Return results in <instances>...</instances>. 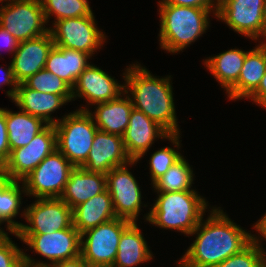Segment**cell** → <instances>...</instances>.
<instances>
[{
	"mask_svg": "<svg viewBox=\"0 0 266 267\" xmlns=\"http://www.w3.org/2000/svg\"><path fill=\"white\" fill-rule=\"evenodd\" d=\"M210 208L190 236L196 239L177 262L178 267H215L230 256L241 252L253 241V234L231 220L220 209Z\"/></svg>",
	"mask_w": 266,
	"mask_h": 267,
	"instance_id": "cell-1",
	"label": "cell"
},
{
	"mask_svg": "<svg viewBox=\"0 0 266 267\" xmlns=\"http://www.w3.org/2000/svg\"><path fill=\"white\" fill-rule=\"evenodd\" d=\"M128 66L122 78L125 93L131 98L133 107L145 113L169 135L180 134L171 85L172 77H156L141 64Z\"/></svg>",
	"mask_w": 266,
	"mask_h": 267,
	"instance_id": "cell-2",
	"label": "cell"
},
{
	"mask_svg": "<svg viewBox=\"0 0 266 267\" xmlns=\"http://www.w3.org/2000/svg\"><path fill=\"white\" fill-rule=\"evenodd\" d=\"M156 193L158 197L149 208L150 212L143 216L146 222L189 237L208 209L205 197L196 190Z\"/></svg>",
	"mask_w": 266,
	"mask_h": 267,
	"instance_id": "cell-3",
	"label": "cell"
},
{
	"mask_svg": "<svg viewBox=\"0 0 266 267\" xmlns=\"http://www.w3.org/2000/svg\"><path fill=\"white\" fill-rule=\"evenodd\" d=\"M159 7L160 48L168 53H179L194 43L209 27V9L177 5Z\"/></svg>",
	"mask_w": 266,
	"mask_h": 267,
	"instance_id": "cell-4",
	"label": "cell"
},
{
	"mask_svg": "<svg viewBox=\"0 0 266 267\" xmlns=\"http://www.w3.org/2000/svg\"><path fill=\"white\" fill-rule=\"evenodd\" d=\"M57 150L74 167L87 160L94 136L98 130L88 111L76 110L62 116L55 125Z\"/></svg>",
	"mask_w": 266,
	"mask_h": 267,
	"instance_id": "cell-5",
	"label": "cell"
},
{
	"mask_svg": "<svg viewBox=\"0 0 266 267\" xmlns=\"http://www.w3.org/2000/svg\"><path fill=\"white\" fill-rule=\"evenodd\" d=\"M14 234L38 255L46 258L49 263L35 261L23 252L24 266L49 267L54 263L69 260L81 255V234L73 224L66 229L55 231L50 234Z\"/></svg>",
	"mask_w": 266,
	"mask_h": 267,
	"instance_id": "cell-6",
	"label": "cell"
},
{
	"mask_svg": "<svg viewBox=\"0 0 266 267\" xmlns=\"http://www.w3.org/2000/svg\"><path fill=\"white\" fill-rule=\"evenodd\" d=\"M132 221L116 217L81 234V256L90 267H112L123 231Z\"/></svg>",
	"mask_w": 266,
	"mask_h": 267,
	"instance_id": "cell-7",
	"label": "cell"
},
{
	"mask_svg": "<svg viewBox=\"0 0 266 267\" xmlns=\"http://www.w3.org/2000/svg\"><path fill=\"white\" fill-rule=\"evenodd\" d=\"M75 167L57 149L21 180L26 196L60 198Z\"/></svg>",
	"mask_w": 266,
	"mask_h": 267,
	"instance_id": "cell-8",
	"label": "cell"
},
{
	"mask_svg": "<svg viewBox=\"0 0 266 267\" xmlns=\"http://www.w3.org/2000/svg\"><path fill=\"white\" fill-rule=\"evenodd\" d=\"M52 24L48 28L56 47L81 51L92 58L106 41V35L97 27L94 14L61 19Z\"/></svg>",
	"mask_w": 266,
	"mask_h": 267,
	"instance_id": "cell-9",
	"label": "cell"
},
{
	"mask_svg": "<svg viewBox=\"0 0 266 267\" xmlns=\"http://www.w3.org/2000/svg\"><path fill=\"white\" fill-rule=\"evenodd\" d=\"M0 6V26L19 42L33 39L49 31L40 0H6Z\"/></svg>",
	"mask_w": 266,
	"mask_h": 267,
	"instance_id": "cell-10",
	"label": "cell"
},
{
	"mask_svg": "<svg viewBox=\"0 0 266 267\" xmlns=\"http://www.w3.org/2000/svg\"><path fill=\"white\" fill-rule=\"evenodd\" d=\"M56 149L55 126L47 125L29 144L11 151L8 161L0 169V175L21 181Z\"/></svg>",
	"mask_w": 266,
	"mask_h": 267,
	"instance_id": "cell-11",
	"label": "cell"
},
{
	"mask_svg": "<svg viewBox=\"0 0 266 267\" xmlns=\"http://www.w3.org/2000/svg\"><path fill=\"white\" fill-rule=\"evenodd\" d=\"M29 224L16 234H50L73 224L72 209L61 198H37L20 214Z\"/></svg>",
	"mask_w": 266,
	"mask_h": 267,
	"instance_id": "cell-12",
	"label": "cell"
},
{
	"mask_svg": "<svg viewBox=\"0 0 266 267\" xmlns=\"http://www.w3.org/2000/svg\"><path fill=\"white\" fill-rule=\"evenodd\" d=\"M132 160L113 168L106 174V187L113 201L116 217L137 222L141 212L142 192L128 166L137 164Z\"/></svg>",
	"mask_w": 266,
	"mask_h": 267,
	"instance_id": "cell-13",
	"label": "cell"
},
{
	"mask_svg": "<svg viewBox=\"0 0 266 267\" xmlns=\"http://www.w3.org/2000/svg\"><path fill=\"white\" fill-rule=\"evenodd\" d=\"M264 3L265 0H219L216 17L244 37L263 40Z\"/></svg>",
	"mask_w": 266,
	"mask_h": 267,
	"instance_id": "cell-14",
	"label": "cell"
},
{
	"mask_svg": "<svg viewBox=\"0 0 266 267\" xmlns=\"http://www.w3.org/2000/svg\"><path fill=\"white\" fill-rule=\"evenodd\" d=\"M125 92V84H120L114 77L94 64H89L79 75L72 88V100L84 98L87 105L105 103L117 99Z\"/></svg>",
	"mask_w": 266,
	"mask_h": 267,
	"instance_id": "cell-15",
	"label": "cell"
},
{
	"mask_svg": "<svg viewBox=\"0 0 266 267\" xmlns=\"http://www.w3.org/2000/svg\"><path fill=\"white\" fill-rule=\"evenodd\" d=\"M123 137L97 130L86 162L81 166L88 172L106 175L113 168L130 163Z\"/></svg>",
	"mask_w": 266,
	"mask_h": 267,
	"instance_id": "cell-16",
	"label": "cell"
},
{
	"mask_svg": "<svg viewBox=\"0 0 266 267\" xmlns=\"http://www.w3.org/2000/svg\"><path fill=\"white\" fill-rule=\"evenodd\" d=\"M169 134L145 113L132 109L128 127L124 132L123 143L131 160H140L158 138L166 139Z\"/></svg>",
	"mask_w": 266,
	"mask_h": 267,
	"instance_id": "cell-17",
	"label": "cell"
},
{
	"mask_svg": "<svg viewBox=\"0 0 266 267\" xmlns=\"http://www.w3.org/2000/svg\"><path fill=\"white\" fill-rule=\"evenodd\" d=\"M54 46L50 31L46 34L21 41L11 60L12 71L18 83H23L42 69H45L49 51Z\"/></svg>",
	"mask_w": 266,
	"mask_h": 267,
	"instance_id": "cell-18",
	"label": "cell"
},
{
	"mask_svg": "<svg viewBox=\"0 0 266 267\" xmlns=\"http://www.w3.org/2000/svg\"><path fill=\"white\" fill-rule=\"evenodd\" d=\"M96 110L92 112L89 106L78 110L88 111L92 116L98 130L123 136L128 127L129 117L133 107L131 98L123 92L117 99L105 103L95 104Z\"/></svg>",
	"mask_w": 266,
	"mask_h": 267,
	"instance_id": "cell-19",
	"label": "cell"
},
{
	"mask_svg": "<svg viewBox=\"0 0 266 267\" xmlns=\"http://www.w3.org/2000/svg\"><path fill=\"white\" fill-rule=\"evenodd\" d=\"M14 104L19 110L41 118L48 125H55L60 119L51 116L54 111L68 102L63 96L35 91L24 83H19L14 98Z\"/></svg>",
	"mask_w": 266,
	"mask_h": 267,
	"instance_id": "cell-20",
	"label": "cell"
},
{
	"mask_svg": "<svg viewBox=\"0 0 266 267\" xmlns=\"http://www.w3.org/2000/svg\"><path fill=\"white\" fill-rule=\"evenodd\" d=\"M260 43L246 53L238 81L227 92L229 100L247 99L258 88L266 73V42Z\"/></svg>",
	"mask_w": 266,
	"mask_h": 267,
	"instance_id": "cell-21",
	"label": "cell"
},
{
	"mask_svg": "<svg viewBox=\"0 0 266 267\" xmlns=\"http://www.w3.org/2000/svg\"><path fill=\"white\" fill-rule=\"evenodd\" d=\"M106 189V175L75 167L60 198L73 210Z\"/></svg>",
	"mask_w": 266,
	"mask_h": 267,
	"instance_id": "cell-22",
	"label": "cell"
},
{
	"mask_svg": "<svg viewBox=\"0 0 266 267\" xmlns=\"http://www.w3.org/2000/svg\"><path fill=\"white\" fill-rule=\"evenodd\" d=\"M72 215L73 226L80 234L116 218L113 201L107 189L76 206Z\"/></svg>",
	"mask_w": 266,
	"mask_h": 267,
	"instance_id": "cell-23",
	"label": "cell"
},
{
	"mask_svg": "<svg viewBox=\"0 0 266 267\" xmlns=\"http://www.w3.org/2000/svg\"><path fill=\"white\" fill-rule=\"evenodd\" d=\"M88 59L91 57L84 52L54 45L48 53L45 69L73 88L79 75L90 64Z\"/></svg>",
	"mask_w": 266,
	"mask_h": 267,
	"instance_id": "cell-24",
	"label": "cell"
},
{
	"mask_svg": "<svg viewBox=\"0 0 266 267\" xmlns=\"http://www.w3.org/2000/svg\"><path fill=\"white\" fill-rule=\"evenodd\" d=\"M153 255L137 222H132L120 237L112 267H136L144 262H150Z\"/></svg>",
	"mask_w": 266,
	"mask_h": 267,
	"instance_id": "cell-25",
	"label": "cell"
},
{
	"mask_svg": "<svg viewBox=\"0 0 266 267\" xmlns=\"http://www.w3.org/2000/svg\"><path fill=\"white\" fill-rule=\"evenodd\" d=\"M247 52L234 48L203 60L207 70L226 93L237 83Z\"/></svg>",
	"mask_w": 266,
	"mask_h": 267,
	"instance_id": "cell-26",
	"label": "cell"
},
{
	"mask_svg": "<svg viewBox=\"0 0 266 267\" xmlns=\"http://www.w3.org/2000/svg\"><path fill=\"white\" fill-rule=\"evenodd\" d=\"M48 124L26 112L6 109L8 143L11 151L26 146Z\"/></svg>",
	"mask_w": 266,
	"mask_h": 267,
	"instance_id": "cell-27",
	"label": "cell"
},
{
	"mask_svg": "<svg viewBox=\"0 0 266 267\" xmlns=\"http://www.w3.org/2000/svg\"><path fill=\"white\" fill-rule=\"evenodd\" d=\"M22 194L26 195V191L21 181L0 175V226L6 222L8 233H15L23 224L13 219L20 213Z\"/></svg>",
	"mask_w": 266,
	"mask_h": 267,
	"instance_id": "cell-28",
	"label": "cell"
},
{
	"mask_svg": "<svg viewBox=\"0 0 266 267\" xmlns=\"http://www.w3.org/2000/svg\"><path fill=\"white\" fill-rule=\"evenodd\" d=\"M192 166L182 156L177 160L164 175L159 177L153 184L154 192H174L194 190L192 184H194V174Z\"/></svg>",
	"mask_w": 266,
	"mask_h": 267,
	"instance_id": "cell-29",
	"label": "cell"
},
{
	"mask_svg": "<svg viewBox=\"0 0 266 267\" xmlns=\"http://www.w3.org/2000/svg\"><path fill=\"white\" fill-rule=\"evenodd\" d=\"M46 23L51 17L54 22L61 19L78 18L93 15L88 0H40Z\"/></svg>",
	"mask_w": 266,
	"mask_h": 267,
	"instance_id": "cell-30",
	"label": "cell"
},
{
	"mask_svg": "<svg viewBox=\"0 0 266 267\" xmlns=\"http://www.w3.org/2000/svg\"><path fill=\"white\" fill-rule=\"evenodd\" d=\"M180 135L181 134H171L166 137V139L173 144V148L169 146L163 147L151 154L149 158V170L152 184L183 156L177 151L181 147V140L179 141ZM174 147L177 149H174Z\"/></svg>",
	"mask_w": 266,
	"mask_h": 267,
	"instance_id": "cell-31",
	"label": "cell"
},
{
	"mask_svg": "<svg viewBox=\"0 0 266 267\" xmlns=\"http://www.w3.org/2000/svg\"><path fill=\"white\" fill-rule=\"evenodd\" d=\"M35 91L52 93L63 96L68 102L72 101V88L52 72L42 69L23 82Z\"/></svg>",
	"mask_w": 266,
	"mask_h": 267,
	"instance_id": "cell-32",
	"label": "cell"
},
{
	"mask_svg": "<svg viewBox=\"0 0 266 267\" xmlns=\"http://www.w3.org/2000/svg\"><path fill=\"white\" fill-rule=\"evenodd\" d=\"M215 267H266V252L262 244L252 241L241 252L236 253Z\"/></svg>",
	"mask_w": 266,
	"mask_h": 267,
	"instance_id": "cell-33",
	"label": "cell"
},
{
	"mask_svg": "<svg viewBox=\"0 0 266 267\" xmlns=\"http://www.w3.org/2000/svg\"><path fill=\"white\" fill-rule=\"evenodd\" d=\"M0 227V267H24L23 249H20Z\"/></svg>",
	"mask_w": 266,
	"mask_h": 267,
	"instance_id": "cell-34",
	"label": "cell"
},
{
	"mask_svg": "<svg viewBox=\"0 0 266 267\" xmlns=\"http://www.w3.org/2000/svg\"><path fill=\"white\" fill-rule=\"evenodd\" d=\"M158 4L209 9L213 12V16H216L219 6V0H161L158 2Z\"/></svg>",
	"mask_w": 266,
	"mask_h": 267,
	"instance_id": "cell-35",
	"label": "cell"
},
{
	"mask_svg": "<svg viewBox=\"0 0 266 267\" xmlns=\"http://www.w3.org/2000/svg\"><path fill=\"white\" fill-rule=\"evenodd\" d=\"M11 149L8 143L6 108L0 107V169L8 161Z\"/></svg>",
	"mask_w": 266,
	"mask_h": 267,
	"instance_id": "cell-36",
	"label": "cell"
},
{
	"mask_svg": "<svg viewBox=\"0 0 266 267\" xmlns=\"http://www.w3.org/2000/svg\"><path fill=\"white\" fill-rule=\"evenodd\" d=\"M1 73H3V74H1ZM6 84L11 86V89L6 91L7 96L11 100L14 98V95L16 93V90H17L18 84H19L14 77L11 63H9L8 68L0 67V88H1V86L6 85Z\"/></svg>",
	"mask_w": 266,
	"mask_h": 267,
	"instance_id": "cell-37",
	"label": "cell"
},
{
	"mask_svg": "<svg viewBox=\"0 0 266 267\" xmlns=\"http://www.w3.org/2000/svg\"><path fill=\"white\" fill-rule=\"evenodd\" d=\"M0 43L4 47H6L5 50L7 49L8 52H11V54L14 55L20 42L13 35H11L6 29L0 26ZM2 45H0V48Z\"/></svg>",
	"mask_w": 266,
	"mask_h": 267,
	"instance_id": "cell-38",
	"label": "cell"
},
{
	"mask_svg": "<svg viewBox=\"0 0 266 267\" xmlns=\"http://www.w3.org/2000/svg\"><path fill=\"white\" fill-rule=\"evenodd\" d=\"M247 99L262 108L266 107V73L262 77L258 88Z\"/></svg>",
	"mask_w": 266,
	"mask_h": 267,
	"instance_id": "cell-39",
	"label": "cell"
},
{
	"mask_svg": "<svg viewBox=\"0 0 266 267\" xmlns=\"http://www.w3.org/2000/svg\"><path fill=\"white\" fill-rule=\"evenodd\" d=\"M253 228L258 232V236L253 234V241L261 244L262 242L260 241L263 240L262 238L266 240V213L253 225ZM260 237L262 238L260 239Z\"/></svg>",
	"mask_w": 266,
	"mask_h": 267,
	"instance_id": "cell-40",
	"label": "cell"
},
{
	"mask_svg": "<svg viewBox=\"0 0 266 267\" xmlns=\"http://www.w3.org/2000/svg\"><path fill=\"white\" fill-rule=\"evenodd\" d=\"M49 267H90V266L84 261L82 256L79 255L78 257L73 259L54 263Z\"/></svg>",
	"mask_w": 266,
	"mask_h": 267,
	"instance_id": "cell-41",
	"label": "cell"
},
{
	"mask_svg": "<svg viewBox=\"0 0 266 267\" xmlns=\"http://www.w3.org/2000/svg\"><path fill=\"white\" fill-rule=\"evenodd\" d=\"M264 40L266 42V0L263 7Z\"/></svg>",
	"mask_w": 266,
	"mask_h": 267,
	"instance_id": "cell-42",
	"label": "cell"
},
{
	"mask_svg": "<svg viewBox=\"0 0 266 267\" xmlns=\"http://www.w3.org/2000/svg\"><path fill=\"white\" fill-rule=\"evenodd\" d=\"M6 1V0H0V3H1V7L3 6V2Z\"/></svg>",
	"mask_w": 266,
	"mask_h": 267,
	"instance_id": "cell-43",
	"label": "cell"
}]
</instances>
